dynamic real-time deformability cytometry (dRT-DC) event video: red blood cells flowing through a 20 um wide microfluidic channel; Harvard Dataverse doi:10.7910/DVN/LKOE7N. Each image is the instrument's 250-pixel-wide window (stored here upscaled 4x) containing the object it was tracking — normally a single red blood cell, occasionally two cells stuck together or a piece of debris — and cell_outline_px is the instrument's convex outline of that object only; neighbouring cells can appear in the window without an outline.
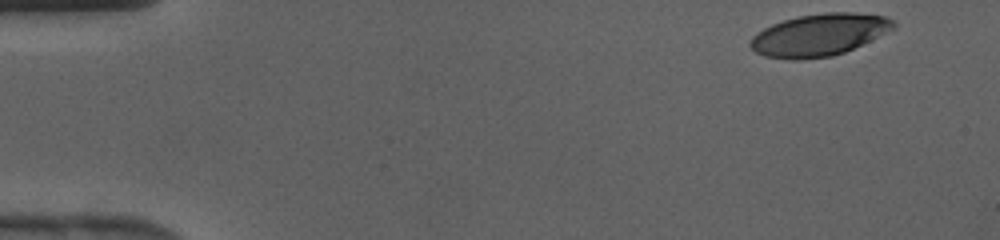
{"species": "human", "species_latin": "Homo sapiens", "temperature_condition": "cold", "stored_images_in_passage": 37, "camera_frame_rate_fps": 3000, "um_per_image_px": 0.085, "donor": {"sex": "female"}, "frame": {"image": 1, "passage_image": 1, "time_ms": 0.0, "image_size_px": [1000, 240], "cell_outline_px": [[896, 28], [844, 52], [832, 56], [804, 60], [792, 60], [764, 56], [756, 52], [748, 44], [752, 36], [756, 32], [772, 24], [796, 16], [824, 12], [852, 12], [888, 16], [896, 24]], "centroid_in_image_um": [69.61, 2.96], "position_along_channel_um": 15.4, "area_um2": 35.37}}
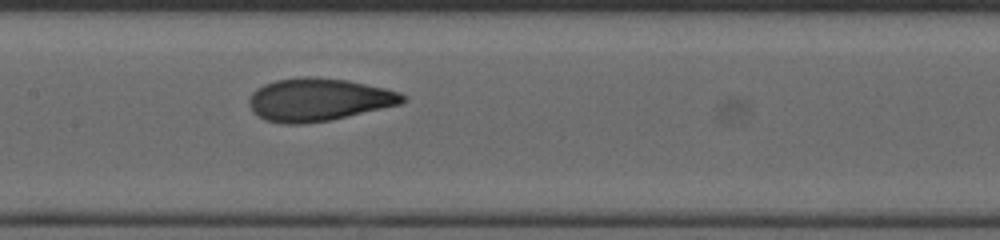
{"frame": {"image": 2, "passage_image": 19, "time_ms": 6.0, "image_size_px": [1000, 240], "cell_outline_px": [[408, 100], [400, 104], [332, 120], [304, 124], [280, 124], [264, 120], [252, 112], [248, 104], [248, 100], [252, 92], [256, 88], [264, 84], [276, 80], [304, 76], [348, 80], [388, 88], [400, 92], [408, 96]], "centroid_in_image_um": [27.08, 8.48], "position_along_channel_um": 180.3, "area_um2": 38.84}}
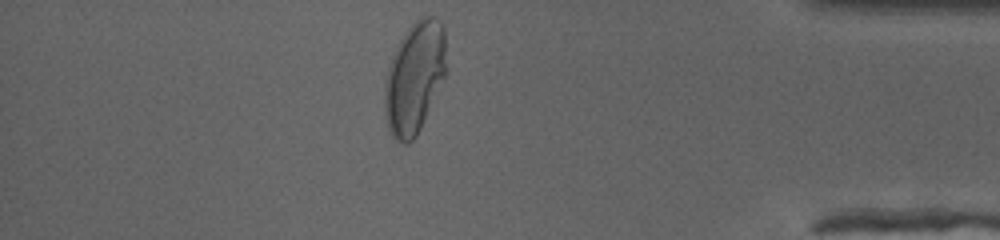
{"frame": {"image": 3, "passage_image": 35, "time_ms": 11.333, "image_size_px": [1000, 240], "cell_outline_px": [[444, 76], [420, 128], [416, 136], [408, 144], [404, 144], [396, 140], [388, 132], [384, 112], [384, 84], [388, 64], [396, 44], [408, 28], [420, 16], [436, 16], [440, 20], [444, 28]], "centroid_in_image_um": [35.17, 6.59], "position_along_channel_um": 400.0, "area_um2": 40.0}}